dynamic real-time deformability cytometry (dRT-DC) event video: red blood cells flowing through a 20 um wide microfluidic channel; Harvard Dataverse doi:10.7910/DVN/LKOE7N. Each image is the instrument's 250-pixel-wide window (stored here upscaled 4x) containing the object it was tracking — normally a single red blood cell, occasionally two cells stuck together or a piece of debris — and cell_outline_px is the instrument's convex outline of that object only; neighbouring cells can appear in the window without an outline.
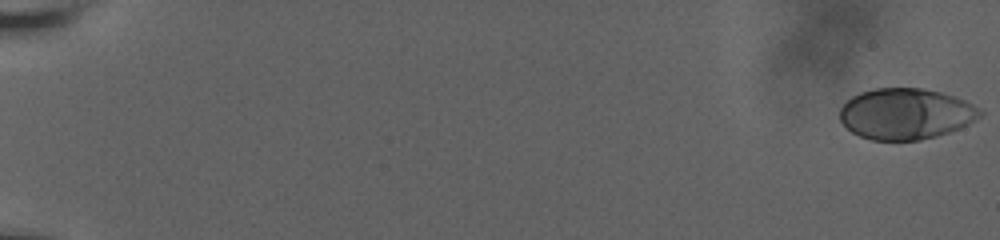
{"species": "human", "species_latin": "Homo sapiens", "temperature_condition": "room temperature", "stored_images_in_passage": 48, "camera_frame_rate_fps": 3000, "um_per_image_px": 0.085, "donor": {"sex": "male"}, "frame": {"image": 1, "passage_image": 1, "time_ms": 0.0, "image_size_px": [1000, 240], "cell_outline_px": [[984, 112], [980, 116], [960, 128], [936, 136], [920, 140], [872, 140], [860, 136], [852, 132], [840, 120], [840, 108], [852, 96], [860, 92], [876, 88], [920, 88], [940, 92], [964, 100], [972, 104]], "centroid_in_image_um": [76.97, 9.67], "position_along_channel_um": 8.0, "area_um2": 41.38}}
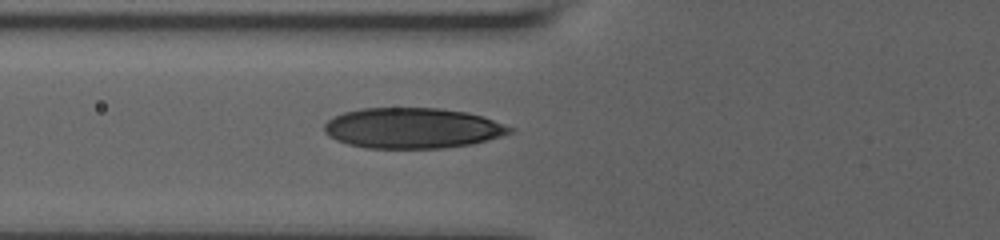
{"frame": {"image": 2, "passage_image": 26, "time_ms": 8.333, "image_size_px": [1000, 240], "cell_outline_px": [[516, 128], [512, 132], [488, 140], [472, 144], [444, 148], [364, 148], [348, 144], [336, 140], [328, 136], [324, 132], [324, 124], [328, 120], [344, 112], [364, 108], [440, 108], [468, 112], [484, 116]], "centroid_in_image_um": [35.09, 10.89], "position_along_channel_um": 90.7, "area_um2": 44.1}}
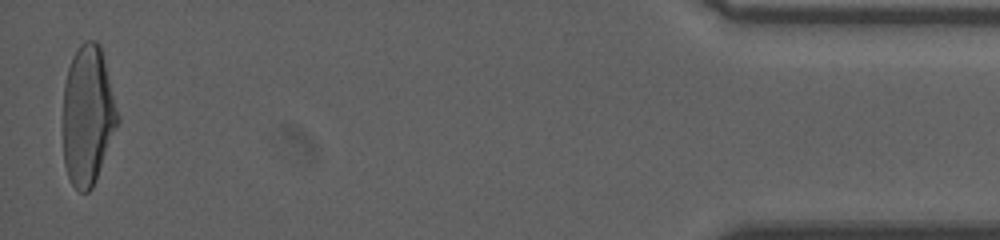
{"frame": {"image": 3, "passage_image": 47, "time_ms": 15.333, "image_size_px": [1000, 240], "cell_outline_px": [[120, 120], [96, 180], [92, 188], [88, 192], [80, 192], [72, 184], [68, 176], [64, 164], [64, 84], [68, 68], [72, 56], [80, 44], [84, 40], [96, 40], [100, 44], [120, 116]], "centroid_in_image_um": [7.48, 9.79], "position_along_channel_um": 427.7, "area_um2": 44.56}, "authors_computed_cell_mechanics": {"area_um2": 42.5697, "velocity_mm_per_s": 4.6078, "shape_relaxation_time_tau1_ms": null, "shape_relaxation_time_tau2_ms": 0.5558, "deformation_change_tau1": null, "deformation_change_tau2": 0.0538}}